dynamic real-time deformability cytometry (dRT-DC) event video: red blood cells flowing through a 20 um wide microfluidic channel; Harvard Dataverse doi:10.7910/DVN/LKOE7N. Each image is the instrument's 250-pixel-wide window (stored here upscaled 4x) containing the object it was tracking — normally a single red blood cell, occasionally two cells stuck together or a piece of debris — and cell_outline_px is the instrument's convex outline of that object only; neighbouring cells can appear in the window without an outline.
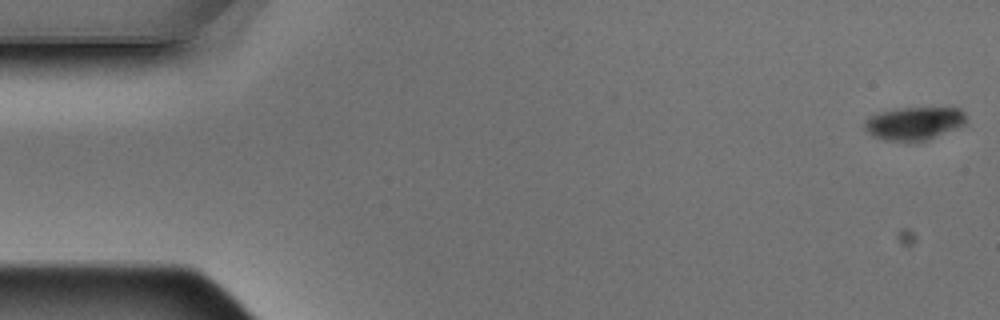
{"species": "Egyptian fruit bat (a non-hibernating species)", "species_latin": "Rousettus aegyptiacus", "temperature_condition": "warm", "stored_images_in_passage": 3, "camera_frame_rate_fps": 3000, "um_per_image_px": 0.085, "animal": {"sex": "male"}, "frame": {"image": 1, "passage_image": 1, "time_ms": 0.0, "image_size_px": [1000, 320], "cell_outline_px": [[968, 124], [928, 140], [912, 144], [884, 140], [872, 136], [864, 128], [864, 120], [868, 116], [880, 112], [896, 108], [960, 108], [964, 112], [968, 120]], "centroid_in_image_um": [77.71, 10.52], "position_along_channel_um": 7.3, "area_um2": 20.4}}